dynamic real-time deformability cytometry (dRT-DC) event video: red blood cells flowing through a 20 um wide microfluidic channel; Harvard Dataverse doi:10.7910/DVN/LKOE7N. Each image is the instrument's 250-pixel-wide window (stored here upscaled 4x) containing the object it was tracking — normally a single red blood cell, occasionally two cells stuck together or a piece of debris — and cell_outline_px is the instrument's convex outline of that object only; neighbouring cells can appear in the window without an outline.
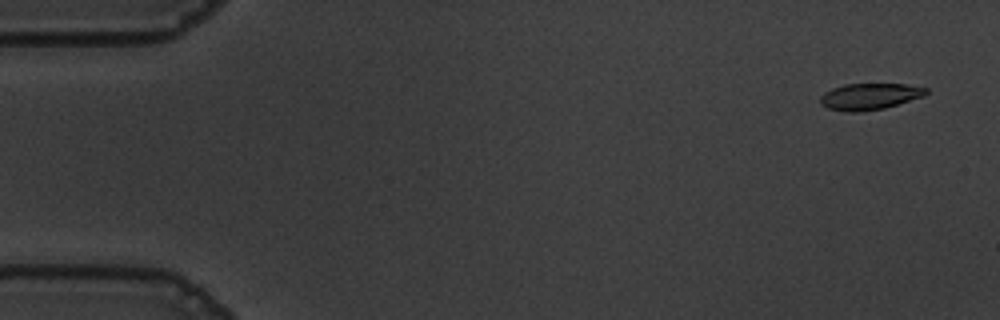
{"species": "common noctule bat (a hibernating species)", "species_latin": "Nyctalus noctula", "temperature_condition": "warm", "stored_images_in_passage": 56, "camera_frame_rate_fps": 3000, "um_per_image_px": 0.085, "animal": {"sex": "male", "body_mass_g": 19.5, "forearm_length_mm": 54.6}, "frame": {"image": 1, "passage_image": 3, "time_ms": 0.667, "image_size_px": [1000, 320], "cell_outline_px": [[928, 92], [924, 96], [884, 108], [860, 112], [848, 112], [828, 108], [820, 104], [820, 96], [824, 92], [832, 88], [844, 84], [908, 84], [928, 88]], "centroid_in_image_um": [73.91, 8.19], "position_along_channel_um": 11.1, "area_um2": 16.36}}
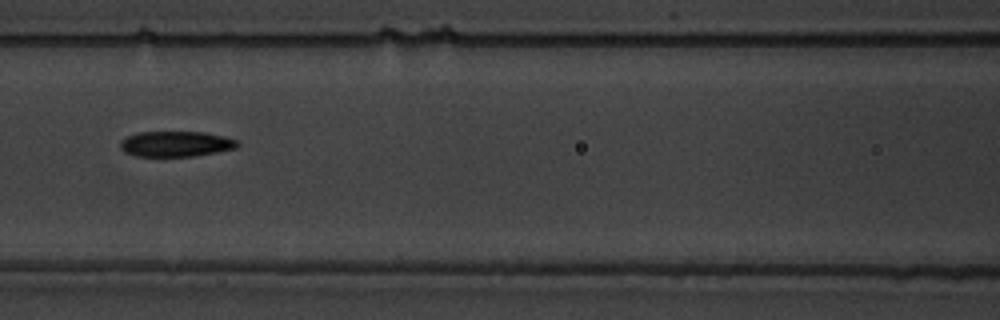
{"frame": {"image": 2, "passage_image": 25, "time_ms": 8.0, "image_size_px": [1000, 320], "cell_outline_px": [[240, 144], [236, 148], [216, 152], [192, 156], [136, 156], [124, 152], [120, 148], [120, 140], [128, 136], [140, 132], [204, 132], [224, 136], [236, 140]], "centroid_in_image_um": [14.94, 12.23], "position_along_channel_um": 151.7, "area_um2": 17.34}}
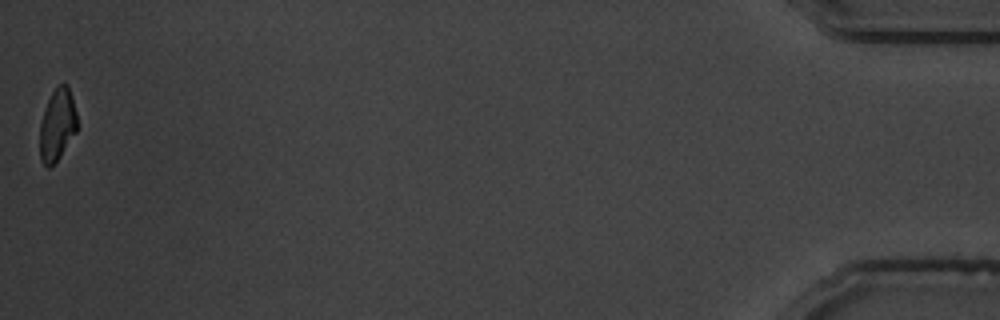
{"frame": {"image": 3, "passage_image": 56, "time_ms": 18.333, "image_size_px": [1000, 320], "cell_outline_px": [[76, 132], [60, 156], [48, 168], [40, 160], [40, 124], [44, 108], [52, 92], [64, 80], [68, 84], [72, 96], [76, 112]], "centroid_in_image_um": [4.86, 10.57], "position_along_channel_um": 430.3, "area_um2": 15.61}, "authors_computed_cell_mechanics": {"area_um2": 17.3111, "velocity_mm_per_s": 3.6311, "shape_relaxation_time_tau1_ms": 4.0778, "shape_relaxation_time_tau2_ms": 8.595, "deformation_change_tau1": 0.1524, "deformation_change_tau2": 0.1729}}